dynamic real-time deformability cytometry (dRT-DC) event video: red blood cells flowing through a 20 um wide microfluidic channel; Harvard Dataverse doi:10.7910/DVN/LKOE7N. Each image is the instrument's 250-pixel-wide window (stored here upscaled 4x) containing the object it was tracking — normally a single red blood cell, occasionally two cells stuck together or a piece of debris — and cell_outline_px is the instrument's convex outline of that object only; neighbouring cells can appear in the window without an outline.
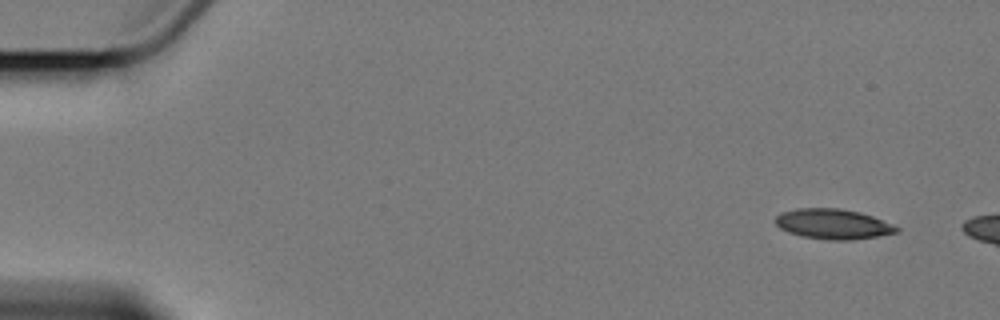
{"species": "Egyptian fruit bat (a non-hibernating species)", "species_latin": "Rousettus aegyptiacus", "temperature_condition": "cold", "stored_images_in_passage": 3, "camera_frame_rate_fps": 3000, "um_per_image_px": 0.085, "animal": {"sex": "female"}, "frame": {"image": 1, "passage_image": 1, "time_ms": 0.0, "image_size_px": [1000, 320], "cell_outline_px": [[900, 232], [852, 240], [828, 240], [800, 236], [788, 232], [780, 228], [776, 224], [776, 216], [780, 212], [796, 208], [840, 208], [860, 212], [872, 216], [892, 224], [900, 228]], "centroid_in_image_um": [70.8, 19.04], "position_along_channel_um": 14.2, "area_um2": 21.39}}